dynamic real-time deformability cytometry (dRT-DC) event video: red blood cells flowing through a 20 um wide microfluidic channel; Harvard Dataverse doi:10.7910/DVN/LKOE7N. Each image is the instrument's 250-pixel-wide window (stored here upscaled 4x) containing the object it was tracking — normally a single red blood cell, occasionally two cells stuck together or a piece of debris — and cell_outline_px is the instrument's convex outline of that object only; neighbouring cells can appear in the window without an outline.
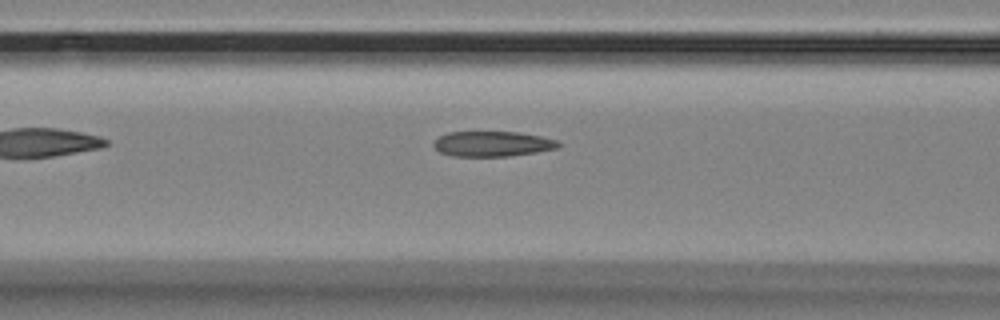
{"species": "Egyptian fruit bat (a non-hibernating species)", "species_latin": "Rousettus aegyptiacus", "temperature_condition": "room temperature", "stored_images_in_passage": 31, "camera_frame_rate_fps": 3000, "um_per_image_px": 0.085, "animal": {"sex": "female"}, "frame": {"image": 1, "passage_image": 7, "time_ms": 2.0, "image_size_px": [1000, 320], "cell_outline_px": [[560, 148], [536, 152], [508, 156], [452, 156], [440, 152], [432, 144], [440, 136], [448, 132], [516, 132], [540, 136], [556, 140], [560, 144]], "centroid_in_image_um": [41.86, 12.23], "position_along_channel_um": 124.7, "area_um2": 18.21}}
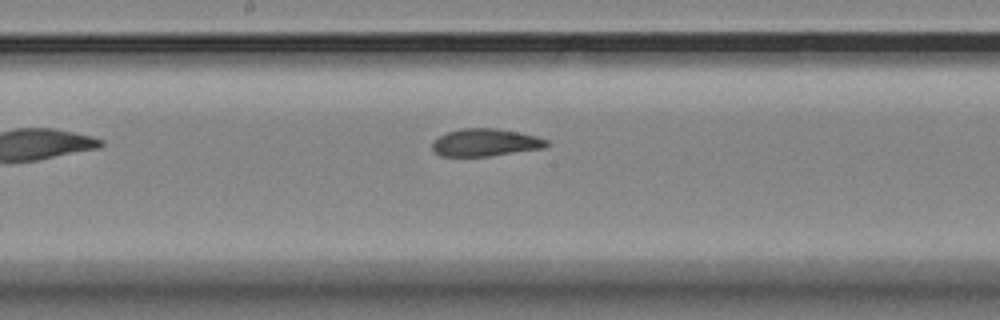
{"frame": {"image": 2, "passage_image": 14, "time_ms": 4.333, "image_size_px": [1000, 320], "cell_outline_px": [[548, 144], [544, 148], [488, 156], [440, 156], [432, 152], [432, 140], [448, 132], [460, 128], [496, 128], [536, 136], [548, 140]], "centroid_in_image_um": [41.2, 12.11], "position_along_channel_um": 207.0, "area_um2": 18.32}}
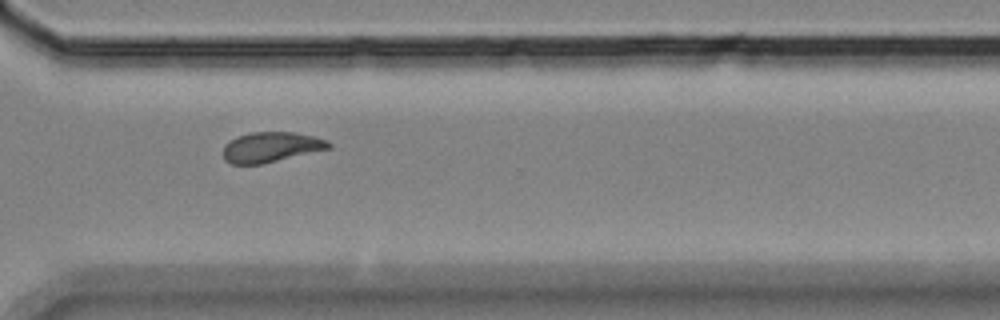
{"frame": {"image": 3, "passage_image": 26, "time_ms": 8.333, "image_size_px": [1000, 320], "cell_outline_px": [[332, 148], [264, 164], [232, 164], [224, 160], [224, 144], [240, 136], [252, 132], [296, 132], [328, 140], [332, 144]], "centroid_in_image_um": [23.09, 12.51], "position_along_channel_um": 347.5, "area_um2": 18.61}}